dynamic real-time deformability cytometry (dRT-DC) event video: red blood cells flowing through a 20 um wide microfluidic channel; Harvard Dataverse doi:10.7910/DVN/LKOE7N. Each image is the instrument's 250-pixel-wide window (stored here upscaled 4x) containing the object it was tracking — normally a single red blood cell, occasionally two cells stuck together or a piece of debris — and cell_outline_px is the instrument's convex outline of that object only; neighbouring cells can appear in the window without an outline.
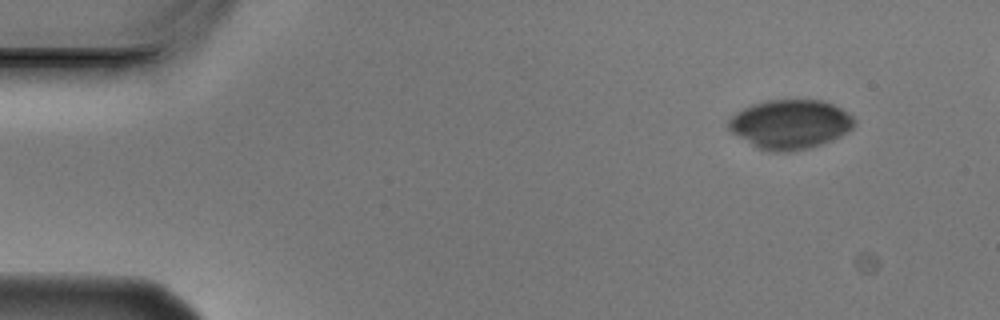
{"species": "Egyptian fruit bat (a non-hibernating species)", "species_latin": "Rousettus aegyptiacus", "temperature_condition": "cold", "stored_images_in_passage": 4, "camera_frame_rate_fps": 3000, "um_per_image_px": 0.085, "animal": {"sex": "male"}, "frame": {"image": 1, "passage_image": 1, "time_ms": 0.0, "image_size_px": [1000, 320], "cell_outline_px": [[856, 124], [848, 132], [840, 136], [820, 144], [808, 148], [788, 152], [768, 152], [752, 144], [732, 132], [728, 128], [728, 120], [736, 112], [752, 104], [768, 100], [820, 100], [832, 104], [848, 112], [856, 120]], "centroid_in_image_um": [67.18, 10.56], "position_along_channel_um": 17.8, "area_um2": 35.89}}